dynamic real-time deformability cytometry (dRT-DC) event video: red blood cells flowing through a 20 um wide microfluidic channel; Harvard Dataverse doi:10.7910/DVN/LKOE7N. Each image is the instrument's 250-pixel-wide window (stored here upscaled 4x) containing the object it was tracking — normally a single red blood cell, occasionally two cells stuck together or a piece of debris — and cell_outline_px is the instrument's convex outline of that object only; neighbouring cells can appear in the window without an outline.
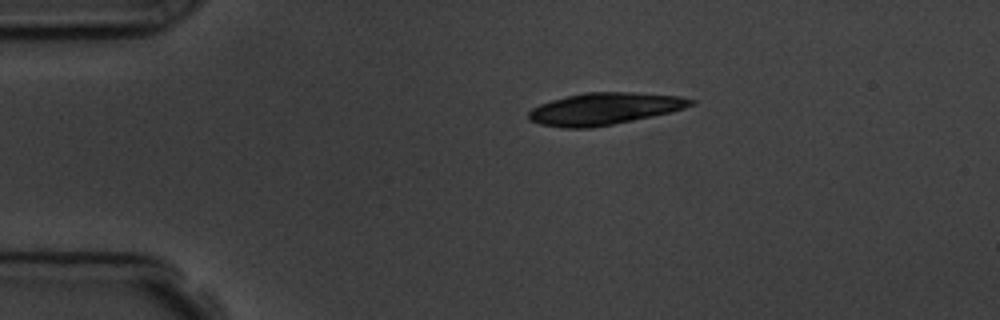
{"species": "common noctule bat (a hibernating species)", "species_latin": "Nyctalus noctula", "temperature_condition": "room temperature", "stored_images_in_passage": 2, "camera_frame_rate_fps": 3000, "um_per_image_px": 0.085, "animal": {"sex": "male", "body_mass_g": 19.5, "forearm_length_mm": 54.6}, "frame": {"image": 1, "passage_image": 1, "time_ms": 0.0, "image_size_px": [1000, 320], "cell_outline_px": [[696, 104], [672, 112], [612, 124], [588, 128], [564, 128], [540, 124], [528, 120], [528, 112], [532, 108], [540, 104], [552, 100], [584, 92], [632, 92], [680, 96], [696, 100]], "centroid_in_image_um": [51.39, 9.24], "position_along_channel_um": 33.6, "area_um2": 30.17}}